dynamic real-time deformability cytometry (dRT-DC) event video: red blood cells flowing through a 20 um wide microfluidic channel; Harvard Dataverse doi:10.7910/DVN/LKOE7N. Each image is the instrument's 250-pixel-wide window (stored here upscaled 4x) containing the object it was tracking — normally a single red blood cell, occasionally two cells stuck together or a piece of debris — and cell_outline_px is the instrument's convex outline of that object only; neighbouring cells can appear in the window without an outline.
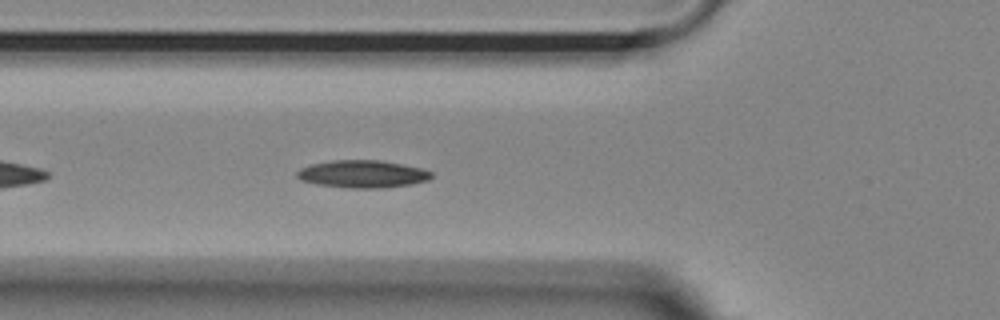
{"species": "Egyptian fruit bat (a non-hibernating species)", "species_latin": "Rousettus aegyptiacus", "temperature_condition": "room temperature", "stored_images_in_passage": 42, "camera_frame_rate_fps": 3000, "um_per_image_px": 0.085, "animal": {"sex": "female"}, "frame": {"image": 1, "passage_image": 6, "time_ms": 1.667, "image_size_px": [1000, 320], "cell_outline_px": [[432, 176], [428, 180], [412, 184], [380, 188], [348, 188], [316, 184], [300, 180], [296, 176], [296, 172], [300, 168], [312, 164], [332, 160], [380, 160], [424, 168], [432, 172]], "centroid_in_image_um": [30.81, 14.79], "position_along_channel_um": 95.0, "area_um2": 21.68}}
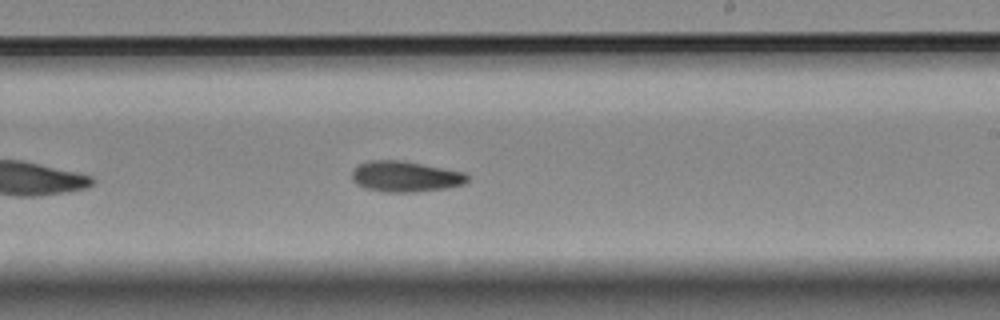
{"frame": {"image": 2, "passage_image": 19, "time_ms": 6.0, "image_size_px": [1000, 320], "cell_outline_px": [[468, 180], [464, 184], [448, 188], [416, 192], [388, 192], [364, 188], [356, 184], [352, 180], [352, 168], [368, 160], [400, 160], [464, 172], [468, 176]], "centroid_in_image_um": [34.43, 15.01], "position_along_channel_um": 254.6, "area_um2": 20.75}}
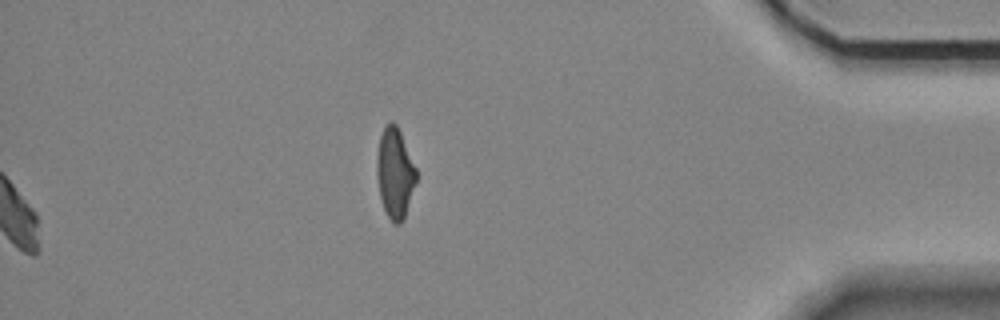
{"frame": {"image": 3, "passage_image": 42, "time_ms": 13.667, "image_size_px": [1000, 320], "cell_outline_px": [[416, 180], [404, 220], [400, 224], [392, 224], [384, 208], [380, 196], [376, 172], [376, 160], [380, 136], [384, 128], [392, 120], [396, 124], [400, 132], [416, 168]], "centroid_in_image_um": [33.56, 14.74], "position_along_channel_um": 401.6, "area_um2": 20.52}, "authors_computed_cell_mechanics": {"area_um2": 20.1144, "velocity_mm_per_s": 3.6763, "shape_relaxation_time_tau1_ms": 10.4374, "shape_relaxation_time_tau2_ms": null, "deformation_change_tau1": 0.2328, "deformation_change_tau2": null}}